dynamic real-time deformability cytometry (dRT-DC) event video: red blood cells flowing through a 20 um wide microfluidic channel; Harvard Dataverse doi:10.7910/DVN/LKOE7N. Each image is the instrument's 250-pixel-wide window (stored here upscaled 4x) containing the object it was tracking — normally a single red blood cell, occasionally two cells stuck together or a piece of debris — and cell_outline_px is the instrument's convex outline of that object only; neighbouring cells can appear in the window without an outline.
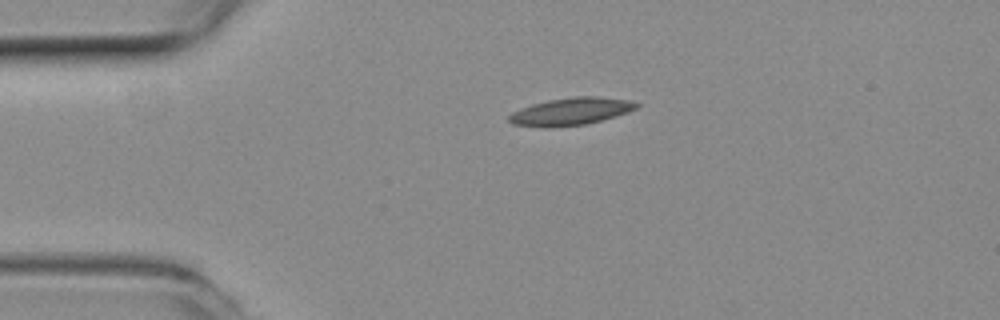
{"species": "common noctule bat (a hibernating species)", "species_latin": "Nyctalus noctula", "temperature_condition": "room temperature", "stored_images_in_passage": 42, "camera_frame_rate_fps": 3000, "um_per_image_px": 0.085, "animal": {"sex": "female", "body_mass_g": 19.3, "forearm_length_mm": 54.1}, "frame": {"image": 1, "passage_image": 1, "time_ms": 0.0, "image_size_px": [1000, 320], "cell_outline_px": [[640, 104], [636, 108], [628, 112], [616, 116], [584, 124], [548, 128], [512, 124], [508, 120], [508, 116], [512, 112], [520, 108], [532, 104], [548, 100], [572, 96], [596, 96], [632, 100]], "centroid_in_image_um": [48.51, 9.46], "position_along_channel_um": 36.5, "area_um2": 20.46}}
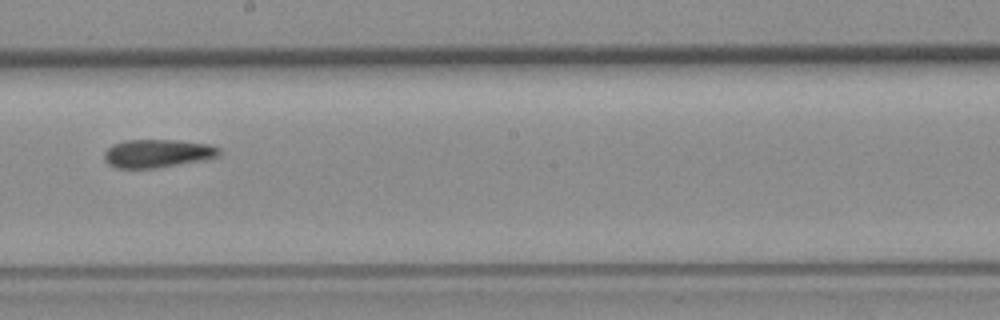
{"frame": {"image": 2, "passage_image": 19, "time_ms": 6.0, "image_size_px": [1000, 320], "cell_outline_px": [[220, 156], [208, 160], [156, 168], [116, 168], [108, 164], [104, 160], [104, 152], [112, 144], [124, 140], [176, 140], [208, 144], [220, 148]], "centroid_in_image_um": [13.4, 13.05], "position_along_channel_um": 234.8, "area_um2": 19.19}}
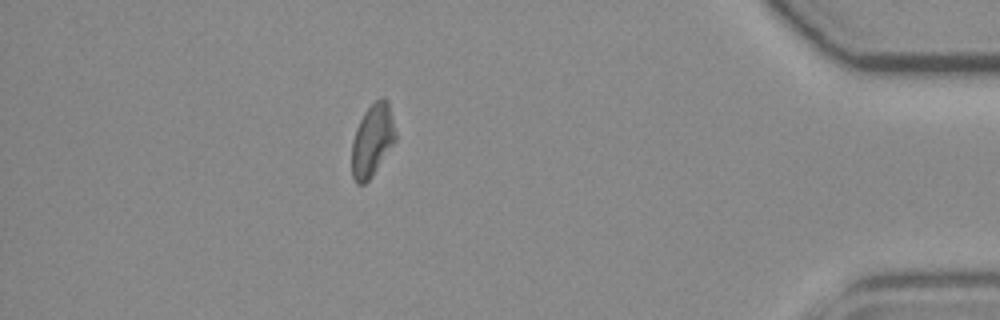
{"frame": {"image": 3, "passage_image": 36, "time_ms": 11.667, "image_size_px": [1000, 320], "cell_outline_px": [[396, 140], [372, 176], [364, 184], [356, 184], [352, 176], [352, 140], [356, 128], [364, 112], [380, 96], [384, 96], [388, 100], [392, 116], [396, 136]], "centroid_in_image_um": [31.64, 11.91], "position_along_channel_um": 403.6, "area_um2": 18.44}, "authors_computed_cell_mechanics": {"area_um2": 19.2185, "velocity_mm_per_s": 3.8562, "shape_relaxation_time_tau1_ms": 7.7433, "shape_relaxation_time_tau2_ms": 5.1606, "deformation_change_tau1": 0.1467, "deformation_change_tau2": 0.1444}}